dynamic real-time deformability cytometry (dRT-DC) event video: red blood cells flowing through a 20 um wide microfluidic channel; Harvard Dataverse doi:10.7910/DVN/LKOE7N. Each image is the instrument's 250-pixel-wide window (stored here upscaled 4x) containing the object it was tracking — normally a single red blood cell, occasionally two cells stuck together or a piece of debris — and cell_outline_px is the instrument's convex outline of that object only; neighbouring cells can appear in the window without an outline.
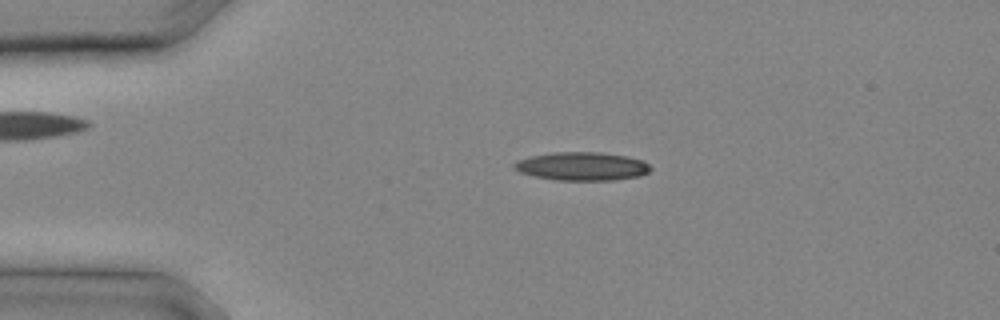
{"species": "common noctule bat (a hibernating species)", "species_latin": "Nyctalus noctula", "temperature_condition": "cold", "stored_images_in_passage": 13, "camera_frame_rate_fps": 3000, "um_per_image_px": 0.085, "animal": {"sex": "male", "body_mass_g": 20.4}, "frame": {"image": 1, "passage_image": 6, "time_ms": 1.667, "image_size_px": [1000, 320], "cell_outline_px": [[652, 168], [648, 172], [640, 176], [612, 180], [556, 180], [532, 176], [520, 172], [512, 168], [512, 164], [516, 160], [532, 156], [552, 152], [600, 152], [628, 156], [644, 160]], "centroid_in_image_um": [49.45, 14.13], "position_along_channel_um": 35.5, "area_um2": 22.77}}
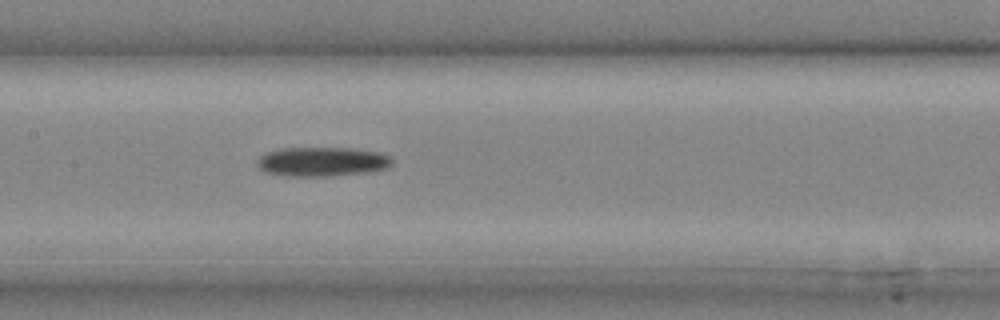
{"frame": {"image": 2, "passage_image": 13, "time_ms": 4.0, "image_size_px": [1000, 320], "cell_outline_px": [[392, 164], [388, 168], [368, 172], [332, 176], [284, 176], [264, 172], [256, 164], [256, 160], [260, 156], [268, 152], [280, 148], [348, 148], [376, 152], [388, 156], [392, 160]], "centroid_in_image_um": [27.33, 13.75], "position_along_channel_um": 180.1, "area_um2": 23.06}}